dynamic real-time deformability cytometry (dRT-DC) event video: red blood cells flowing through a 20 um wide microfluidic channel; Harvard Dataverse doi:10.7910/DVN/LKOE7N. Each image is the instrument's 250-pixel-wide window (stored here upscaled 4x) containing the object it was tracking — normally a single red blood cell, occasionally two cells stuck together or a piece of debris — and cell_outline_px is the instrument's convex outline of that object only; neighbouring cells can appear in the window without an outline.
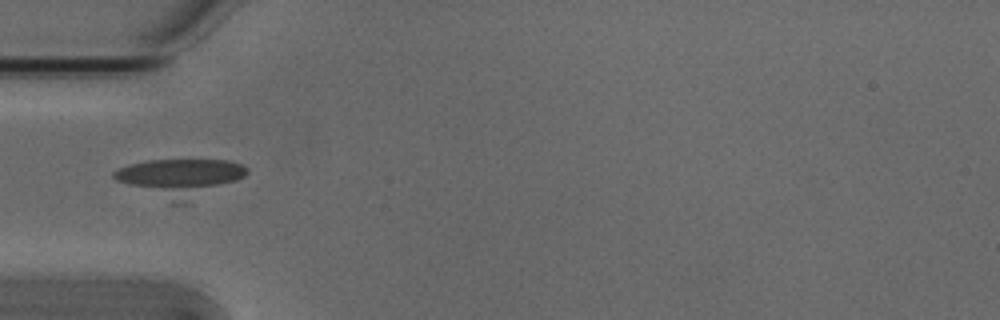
{"species": "Egyptian fruit bat (a non-hibernating species)", "species_latin": "Rousettus aegyptiacus", "temperature_condition": "cold", "stored_images_in_passage": 4, "camera_frame_rate_fps": 3000, "um_per_image_px": 0.085, "animal": {"sex": "male"}, "frame": {"image": 1, "passage_image": 4, "time_ms": 1.0, "image_size_px": [1000, 320], "cell_outline_px": [[248, 172], [244, 176], [188, 204], [168, 204], [116, 180], [112, 176], [112, 172], [120, 168], [132, 164], [148, 160], [228, 160], [240, 164], [248, 168]], "centroid_in_image_um": [15.27, 15.15], "position_along_channel_um": 69.7, "area_um2": 29.59}}